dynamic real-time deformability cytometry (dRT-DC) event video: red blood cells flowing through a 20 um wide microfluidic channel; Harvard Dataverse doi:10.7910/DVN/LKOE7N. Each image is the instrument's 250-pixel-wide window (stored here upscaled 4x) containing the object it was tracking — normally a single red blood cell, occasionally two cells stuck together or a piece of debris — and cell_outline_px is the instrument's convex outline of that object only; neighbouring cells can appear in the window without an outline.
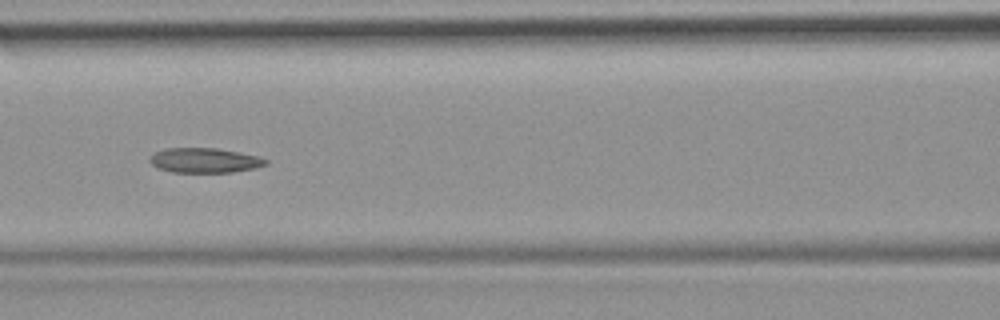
{"species": "common noctule bat (a hibernating species)", "species_latin": "Nyctalus noctula", "temperature_condition": "room temperature", "stored_images_in_passage": 49, "camera_frame_rate_fps": 3000, "um_per_image_px": 0.085, "animal": {"sex": "female", "body_mass_g": 19.9}, "frame": {"image": 1, "passage_image": 22, "time_ms": 7.0, "image_size_px": [1000, 320], "cell_outline_px": [[268, 164], [256, 168], [232, 172], [172, 172], [156, 168], [148, 160], [156, 152], [164, 148], [216, 148], [260, 156], [268, 160]], "centroid_in_image_um": [17.41, 13.63], "position_along_channel_um": 149.2, "area_um2": 16.82}}